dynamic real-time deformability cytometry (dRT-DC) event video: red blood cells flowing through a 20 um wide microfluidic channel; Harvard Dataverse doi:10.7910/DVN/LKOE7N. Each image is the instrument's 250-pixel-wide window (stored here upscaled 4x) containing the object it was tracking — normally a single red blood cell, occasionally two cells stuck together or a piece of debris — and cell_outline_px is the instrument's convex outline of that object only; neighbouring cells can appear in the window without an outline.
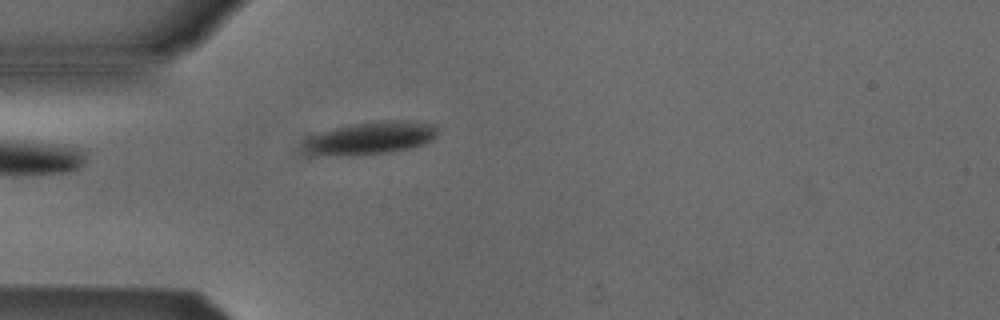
{"species": "Egyptian fruit bat (a non-hibernating species)", "species_latin": "Rousettus aegyptiacus", "temperature_condition": "cold", "stored_images_in_passage": 2, "camera_frame_rate_fps": 3000, "um_per_image_px": 0.085, "animal": {"sex": "male"}, "frame": {"image": 1, "passage_image": 2, "time_ms": 1.333, "image_size_px": [1000, 320], "cell_outline_px": [[436, 136], [432, 140], [424, 144], [408, 148], [388, 152], [352, 156], [312, 156], [304, 152], [300, 144], [308, 136], [320, 132], [348, 124], [380, 120], [408, 120], [436, 124]], "centroid_in_image_um": [31.38, 11.74], "position_along_channel_um": 53.6, "area_um2": 26.3}}